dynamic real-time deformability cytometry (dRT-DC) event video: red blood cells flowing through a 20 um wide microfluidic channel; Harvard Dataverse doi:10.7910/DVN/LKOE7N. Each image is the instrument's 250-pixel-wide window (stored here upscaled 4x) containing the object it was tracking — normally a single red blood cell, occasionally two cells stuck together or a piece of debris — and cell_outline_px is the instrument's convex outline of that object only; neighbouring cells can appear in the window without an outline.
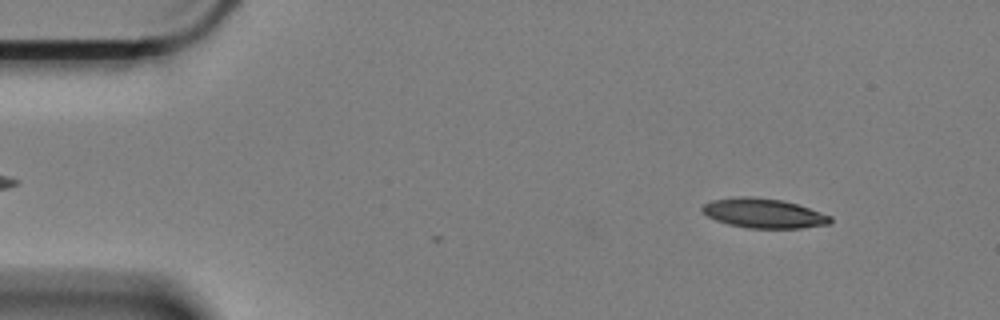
{"species": "Egyptian fruit bat (a non-hibernating species)", "species_latin": "Rousettus aegyptiacus", "temperature_condition": "cold", "stored_images_in_passage": 4, "camera_frame_rate_fps": 3000, "um_per_image_px": 0.085, "animal": {"sex": "female"}, "frame": {"image": 1, "passage_image": 4, "time_ms": 1.0, "image_size_px": [1000, 320], "cell_outline_px": [[832, 220], [828, 224], [800, 228], [748, 228], [728, 224], [716, 220], [708, 216], [700, 208], [704, 204], [712, 200], [732, 196], [752, 196], [780, 200], [796, 204], [832, 216]], "centroid_in_image_um": [64.88, 18.12], "position_along_channel_um": 20.1, "area_um2": 21.96}}